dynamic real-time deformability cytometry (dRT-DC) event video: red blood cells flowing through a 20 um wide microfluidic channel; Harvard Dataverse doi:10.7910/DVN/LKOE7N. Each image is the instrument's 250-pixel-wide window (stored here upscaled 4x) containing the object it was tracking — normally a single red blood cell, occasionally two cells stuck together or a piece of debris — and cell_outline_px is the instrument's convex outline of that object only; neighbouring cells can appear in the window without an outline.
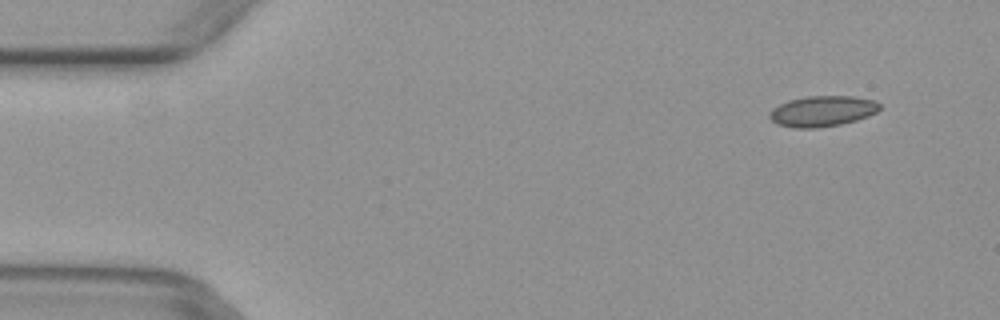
{"species": "common noctule bat (a hibernating species)", "species_latin": "Nyctalus noctula", "temperature_condition": "warm", "stored_images_in_passage": 4, "camera_frame_rate_fps": 3000, "um_per_image_px": 0.085, "animal": {"sex": "female", "body_mass_g": 29.2, "forearm_length_mm": 56.3}, "frame": {"image": 1, "passage_image": 1, "time_ms": 0.0, "image_size_px": [1000, 320], "cell_outline_px": [[880, 108], [876, 112], [868, 116], [856, 120], [840, 124], [816, 128], [796, 128], [776, 124], [768, 116], [768, 112], [772, 108], [788, 100], [808, 96], [852, 96], [876, 100], [880, 104]], "centroid_in_image_um": [69.88, 9.44], "position_along_channel_um": 15.1, "area_um2": 19.77}}
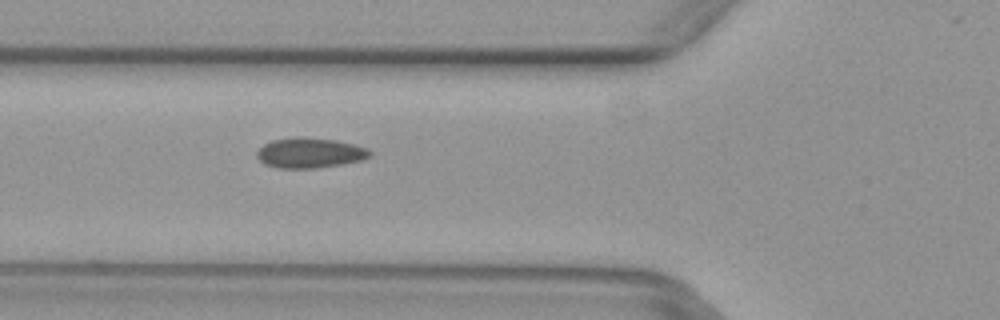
{"frame": {"image": 2, "passage_image": 4, "time_ms": 1.0, "image_size_px": [1000, 320], "cell_outline_px": [[372, 156], [360, 160], [340, 164], [316, 168], [276, 168], [264, 164], [256, 156], [256, 152], [264, 144], [272, 140], [296, 136], [304, 136], [336, 140], [356, 144], [368, 148], [372, 152]], "centroid_in_image_um": [26.34, 12.98], "position_along_channel_um": 99.5, "area_um2": 20.11}}